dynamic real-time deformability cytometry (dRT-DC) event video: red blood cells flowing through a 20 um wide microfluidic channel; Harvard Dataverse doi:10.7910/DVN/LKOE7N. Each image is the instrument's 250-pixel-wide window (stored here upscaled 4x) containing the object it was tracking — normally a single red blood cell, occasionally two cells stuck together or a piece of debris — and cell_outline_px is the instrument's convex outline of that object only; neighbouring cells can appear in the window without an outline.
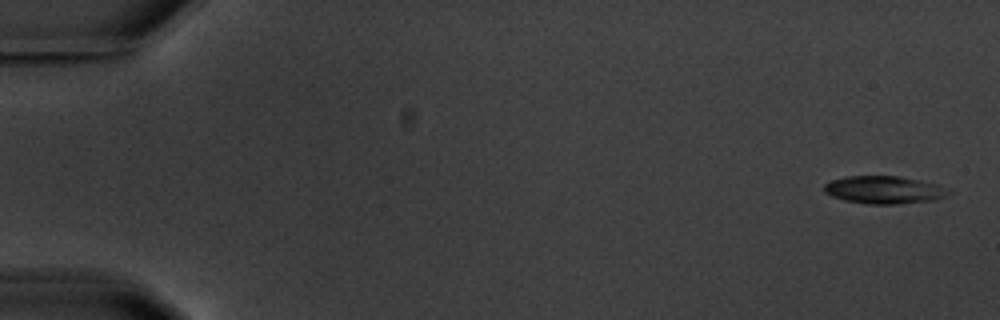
{"species": "common noctule bat (a hibernating species)", "species_latin": "Nyctalus noctula", "temperature_condition": "warm", "stored_images_in_passage": 5, "camera_frame_rate_fps": 3000, "um_per_image_px": 0.085, "animal": {"sex": "male", "body_mass_g": 20.1, "forearm_length_mm": 53.5}, "frame": {"image": 1, "passage_image": 1, "time_ms": 0.0, "image_size_px": [1000, 320], "cell_outline_px": [[956, 192], [936, 200], [900, 204], [868, 204], [844, 200], [832, 196], [824, 192], [824, 184], [832, 180], [848, 176], [896, 176], [936, 184]], "centroid_in_image_um": [75.18, 16.15], "position_along_channel_um": 9.8, "area_um2": 20.11}}
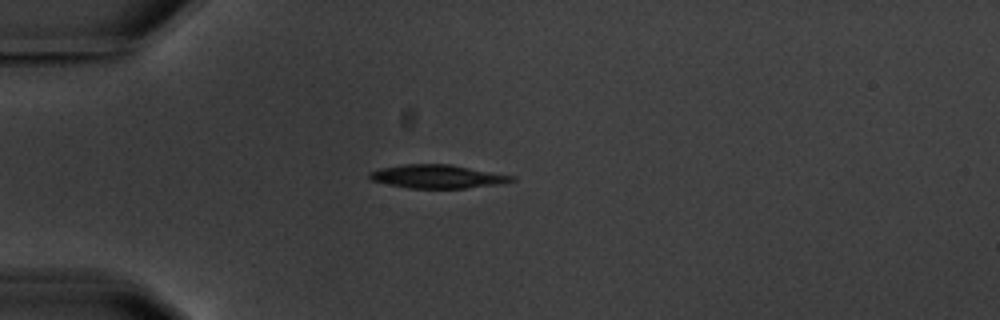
{"frame": {"image": 2, "passage_image": 5, "time_ms": 4.667, "image_size_px": [1000, 320], "cell_outline_px": [[516, 180], [504, 184], [464, 188], [408, 188], [388, 184], [372, 180], [368, 176], [372, 172], [384, 168], [404, 164], [448, 164], [516, 176]], "centroid_in_image_um": [37.27, 15.01], "position_along_channel_um": 47.7, "area_um2": 19.25}}